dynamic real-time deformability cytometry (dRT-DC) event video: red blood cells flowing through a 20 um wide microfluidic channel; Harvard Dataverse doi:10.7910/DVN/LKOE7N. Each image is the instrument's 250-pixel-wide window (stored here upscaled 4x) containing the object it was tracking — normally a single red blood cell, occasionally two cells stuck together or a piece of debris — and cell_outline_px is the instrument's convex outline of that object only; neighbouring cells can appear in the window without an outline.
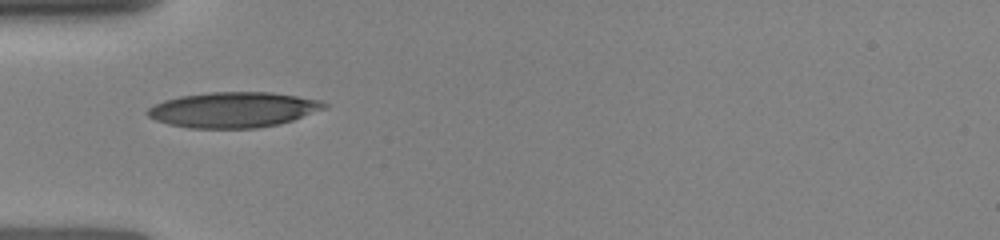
{"species": "human", "species_latin": "Homo sapiens", "temperature_condition": "room temperature", "stored_images_in_passage": 2, "camera_frame_rate_fps": 3000, "um_per_image_px": 0.085, "donor": {"sex": "female"}, "frame": {"image": 1, "passage_image": 1, "time_ms": 0.0, "image_size_px": [1000, 240], "cell_outline_px": [[328, 104], [324, 108], [292, 120], [280, 124], [256, 128], [188, 128], [168, 124], [156, 120], [148, 116], [144, 112], [148, 108], [164, 100], [180, 96], [208, 92], [272, 92], [320, 100]], "centroid_in_image_um": [19.79, 9.33], "position_along_channel_um": 65.2, "area_um2": 36.36}}